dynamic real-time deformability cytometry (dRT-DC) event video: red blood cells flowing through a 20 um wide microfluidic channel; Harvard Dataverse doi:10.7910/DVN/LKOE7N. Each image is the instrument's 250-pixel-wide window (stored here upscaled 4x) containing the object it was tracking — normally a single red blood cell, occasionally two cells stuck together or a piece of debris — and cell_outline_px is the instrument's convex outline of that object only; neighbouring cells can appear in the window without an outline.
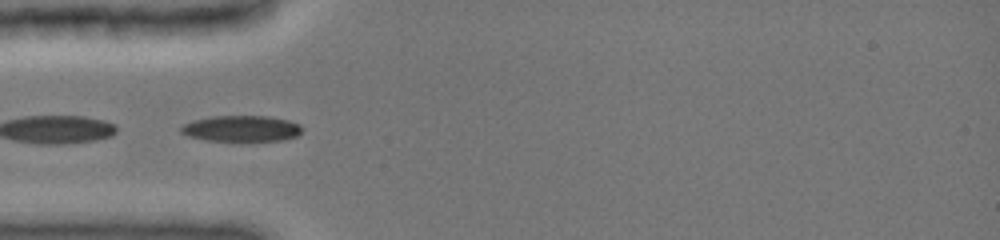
{"species": "common noctule bat (a hibernating species)", "species_latin": "Nyctalus noctula", "temperature_condition": "cold", "stored_images_in_passage": 14, "camera_frame_rate_fps": 3000, "um_per_image_px": 0.085, "animal": {"sex": "female", "body_mass_g": 19.0, "forearm_length_mm": 51.5}, "frame": {"image": 1, "passage_image": 3, "time_ms": 0.667, "image_size_px": [1000, 240], "cell_outline_px": [[304, 128], [296, 136], [284, 140], [208, 140], [188, 136], [180, 132], [180, 128], [184, 124], [192, 120], [212, 116], [268, 116], [288, 120], [300, 124]], "centroid_in_image_um": [20.53, 10.91], "position_along_channel_um": 64.5, "area_um2": 18.21}}